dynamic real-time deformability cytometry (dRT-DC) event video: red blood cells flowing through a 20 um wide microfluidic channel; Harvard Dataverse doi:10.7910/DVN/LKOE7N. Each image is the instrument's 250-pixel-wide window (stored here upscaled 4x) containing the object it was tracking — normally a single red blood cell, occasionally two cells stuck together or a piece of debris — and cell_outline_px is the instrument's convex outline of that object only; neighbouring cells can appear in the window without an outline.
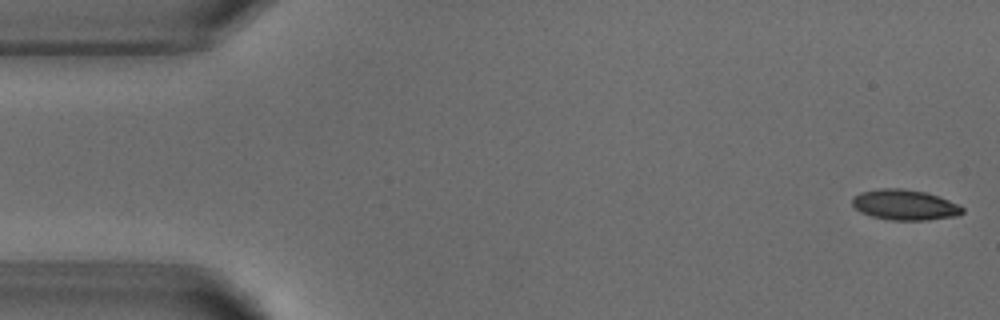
{"species": "common noctule bat (a hibernating species)", "species_latin": "Nyctalus noctula", "temperature_condition": "warm", "stored_images_in_passage": 5, "segment_of_instrument_passage": [2, 2], "camera_frame_rate_fps": 3000, "um_per_image_px": 0.085, "animal": {"sex": "male", "body_mass_g": 18.8}, "frame": {"image": 1, "passage_image": 5, "time_ms": 5.667, "image_size_px": [1000, 320], "cell_outline_px": [[964, 212], [956, 216], [928, 220], [888, 220], [872, 216], [860, 212], [852, 204], [852, 196], [860, 192], [880, 188], [900, 188], [924, 192], [960, 204], [964, 208]], "centroid_in_image_um": [76.89, 17.41], "position_along_channel_um": 8.1, "area_um2": 19.59}}